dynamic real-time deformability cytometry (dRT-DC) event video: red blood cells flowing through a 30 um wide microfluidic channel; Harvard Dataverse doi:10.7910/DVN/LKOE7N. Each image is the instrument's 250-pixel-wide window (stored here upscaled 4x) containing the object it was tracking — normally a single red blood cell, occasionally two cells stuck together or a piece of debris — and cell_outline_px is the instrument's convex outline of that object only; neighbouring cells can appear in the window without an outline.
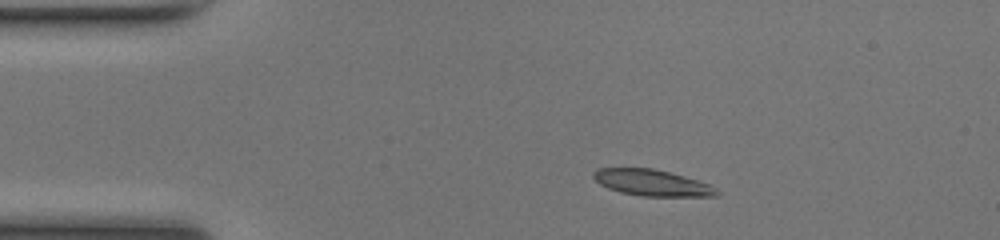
{"species": "common noctule bat (a hibernating species)", "species_latin": "Nyctalus noctula", "temperature_condition": "room temperature", "stored_images_in_passage": 42, "camera_frame_rate_fps": 3000, "um_per_image_px": 0.085, "animal": {"sex": "female", "body_mass_g": 17.0, "forearm_length_mm": 48.0}, "frame": {"image": 1, "passage_image": 1, "time_ms": 0.0, "image_size_px": [1000, 240], "cell_outline_px": [[720, 196], [640, 196], [620, 192], [608, 188], [600, 184], [592, 176], [592, 172], [596, 168], [652, 168], [684, 176], [708, 184], [716, 188], [720, 192]], "centroid_in_image_um": [55.4, 15.54], "position_along_channel_um": 29.6, "area_um2": 18.84}}
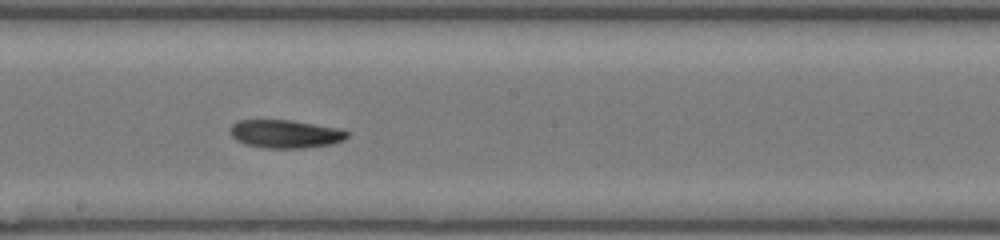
{"frame": {"image": 2, "passage_image": 19, "time_ms": 6.0, "image_size_px": [1000, 240], "cell_outline_px": [[348, 136], [344, 140], [332, 144], [304, 148], [264, 148], [244, 144], [236, 140], [228, 132], [232, 124], [240, 120], [292, 120], [336, 128], [348, 132]], "centroid_in_image_um": [24.21, 11.39], "position_along_channel_um": 224.0, "area_um2": 19.25}}
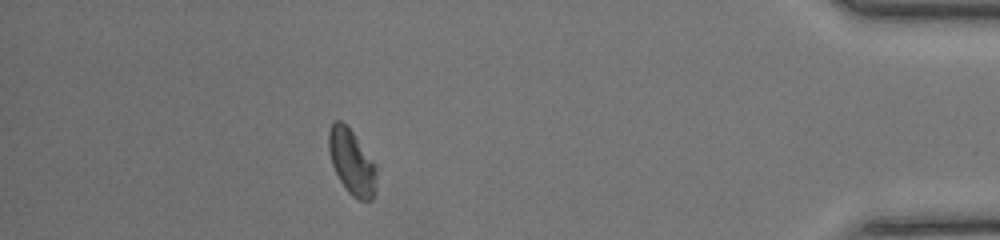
{"frame": {"image": 3, "passage_image": 36, "time_ms": 11.667, "image_size_px": [1000, 240], "cell_outline_px": [[380, 168], [372, 200], [356, 200], [348, 192], [340, 180], [332, 164], [328, 152], [328, 132], [332, 120], [340, 120], [352, 132], [380, 164]], "centroid_in_image_um": [29.96, 13.77], "position_along_channel_um": 405.2, "area_um2": 18.9}, "authors_computed_cell_mechanics": {"area_um2": 19.1896, "velocity_mm_per_s": 4.1436, "shape_relaxation_time_tau1_ms": 4.9545, "shape_relaxation_time_tau2_ms": 6.162, "deformation_change_tau1": 0.1615, "deformation_change_tau2": 0.1127}}